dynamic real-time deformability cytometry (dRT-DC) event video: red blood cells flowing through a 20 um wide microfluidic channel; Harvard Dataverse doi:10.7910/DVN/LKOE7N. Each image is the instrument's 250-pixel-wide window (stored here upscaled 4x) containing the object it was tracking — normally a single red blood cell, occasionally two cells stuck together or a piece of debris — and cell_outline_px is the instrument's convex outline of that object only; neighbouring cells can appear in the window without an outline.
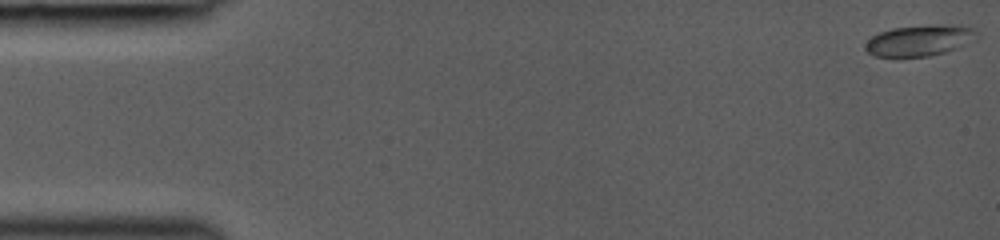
{"species": "common noctule bat (a hibernating species)", "species_latin": "Nyctalus noctula", "temperature_condition": "room temperature", "stored_images_in_passage": 11, "camera_frame_rate_fps": 3000, "um_per_image_px": 0.085, "animal": {"sex": "female", "body_mass_g": 19.0, "forearm_length_mm": 53.3}, "frame": {"image": 1, "passage_image": 1, "time_ms": 0.0, "image_size_px": [1000, 240], "cell_outline_px": [[980, 36], [976, 40], [968, 44], [944, 52], [928, 56], [876, 56], [868, 52], [864, 48], [864, 44], [872, 36], [880, 32], [892, 28], [928, 24], [960, 24], [972, 28], [980, 32]], "centroid_in_image_um": [78.25, 3.4], "position_along_channel_um": 6.8, "area_um2": 20.52}}
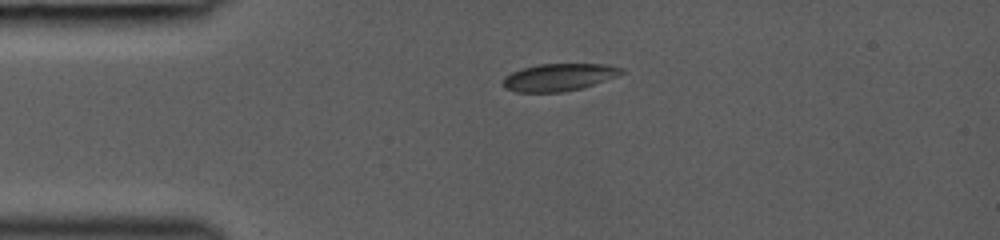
{"frame": {"image": 2, "passage_image": 10, "time_ms": 3.333, "image_size_px": [1000, 240], "cell_outline_px": [[624, 72], [616, 76], [580, 88], [560, 92], [516, 92], [504, 88], [500, 84], [504, 76], [512, 72], [536, 64], [608, 64], [624, 68]], "centroid_in_image_um": [47.45, 6.56], "position_along_channel_um": 37.6, "area_um2": 18.84}}